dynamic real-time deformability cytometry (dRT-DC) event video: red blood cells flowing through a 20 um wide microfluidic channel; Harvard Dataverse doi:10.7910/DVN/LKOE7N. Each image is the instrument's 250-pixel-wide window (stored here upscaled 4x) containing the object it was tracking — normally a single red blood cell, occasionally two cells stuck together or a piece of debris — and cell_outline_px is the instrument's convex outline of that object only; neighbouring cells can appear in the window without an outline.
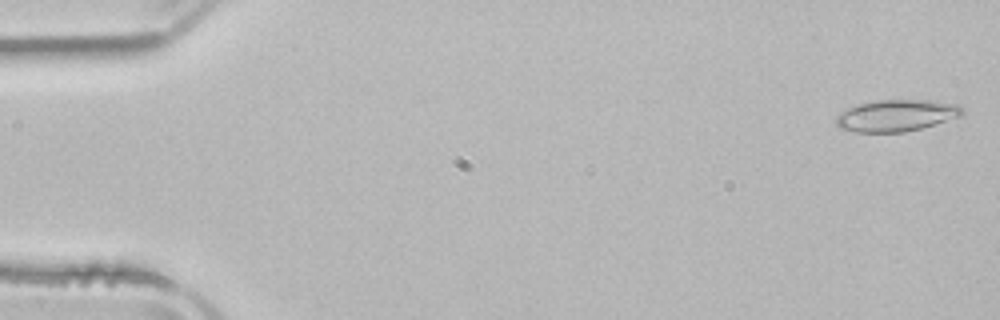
{"species": "common noctule bat (a hibernating species)", "species_latin": "Nyctalus noctula", "temperature_condition": "room temperature", "stored_images_in_passage": 6, "camera_frame_rate_fps": 3000, "um_per_image_px": 0.085, "animal": {"sex": "male", "body_mass_g": 21.5, "forearm_length_mm": 52.0}, "frame": {"image": 1, "passage_image": 1, "time_ms": 0.0, "image_size_px": [1000, 320], "cell_outline_px": [[964, 116], [920, 128], [904, 132], [856, 132], [840, 128], [836, 124], [836, 116], [840, 112], [848, 108], [860, 104], [876, 100], [932, 100], [956, 104], [964, 112]], "centroid_in_image_um": [76.2, 9.82], "position_along_channel_um": 8.8, "area_um2": 23.24}}
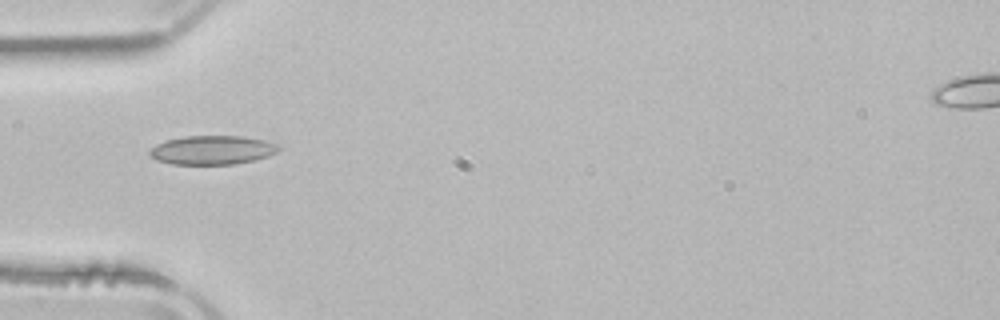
{"frame": {"image": 2, "passage_image": 5, "time_ms": 5.0, "image_size_px": [1000, 320], "cell_outline_px": [[280, 148], [276, 152], [268, 156], [256, 160], [236, 164], [172, 164], [156, 160], [148, 156], [148, 152], [156, 144], [164, 140], [184, 136], [244, 136], [264, 140], [276, 144]], "centroid_in_image_um": [18.01, 12.75], "position_along_channel_um": 67.0, "area_um2": 21.91}}
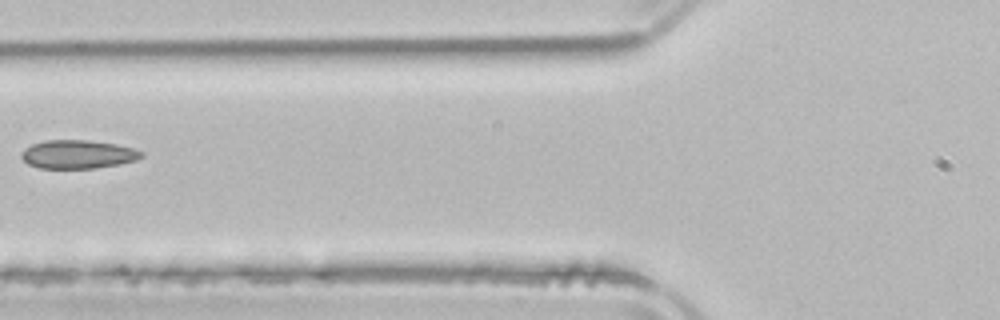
{"frame": {"image": 3, "passage_image": 6, "time_ms": 6.333, "image_size_px": [1000, 320], "cell_outline_px": [[144, 156], [136, 160], [120, 164], [92, 168], [40, 168], [28, 164], [20, 156], [20, 152], [24, 148], [32, 144], [44, 140], [88, 140], [116, 144], [132, 148], [144, 152]], "centroid_in_image_um": [6.6, 13.11], "position_along_channel_um": 119.2, "area_um2": 20.0}}